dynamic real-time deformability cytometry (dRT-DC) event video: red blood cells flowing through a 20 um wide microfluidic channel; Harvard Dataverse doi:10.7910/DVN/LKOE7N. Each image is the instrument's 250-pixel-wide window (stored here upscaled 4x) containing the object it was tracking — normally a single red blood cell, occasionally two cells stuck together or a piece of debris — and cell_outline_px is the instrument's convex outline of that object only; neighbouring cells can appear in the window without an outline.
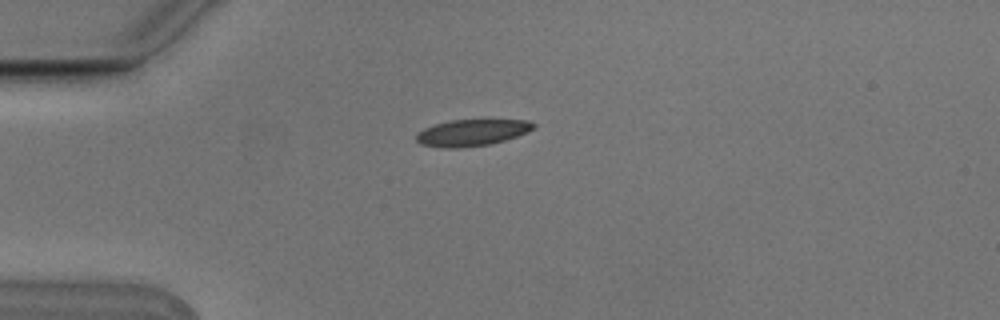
{"species": "Egyptian fruit bat (a non-hibernating species)", "species_latin": "Rousettus aegyptiacus", "temperature_condition": "cold", "stored_images_in_passage": 2, "camera_frame_rate_fps": 3000, "um_per_image_px": 0.085, "animal": {"sex": "male"}, "frame": {"image": 1, "passage_image": 1, "time_ms": 0.0, "image_size_px": [1000, 320], "cell_outline_px": [[536, 128], [528, 132], [504, 140], [488, 144], [460, 148], [444, 148], [420, 144], [416, 140], [416, 136], [424, 128], [436, 124], [452, 120], [528, 120], [536, 124]], "centroid_in_image_um": [40.14, 11.27], "position_along_channel_um": 44.9, "area_um2": 17.98}}